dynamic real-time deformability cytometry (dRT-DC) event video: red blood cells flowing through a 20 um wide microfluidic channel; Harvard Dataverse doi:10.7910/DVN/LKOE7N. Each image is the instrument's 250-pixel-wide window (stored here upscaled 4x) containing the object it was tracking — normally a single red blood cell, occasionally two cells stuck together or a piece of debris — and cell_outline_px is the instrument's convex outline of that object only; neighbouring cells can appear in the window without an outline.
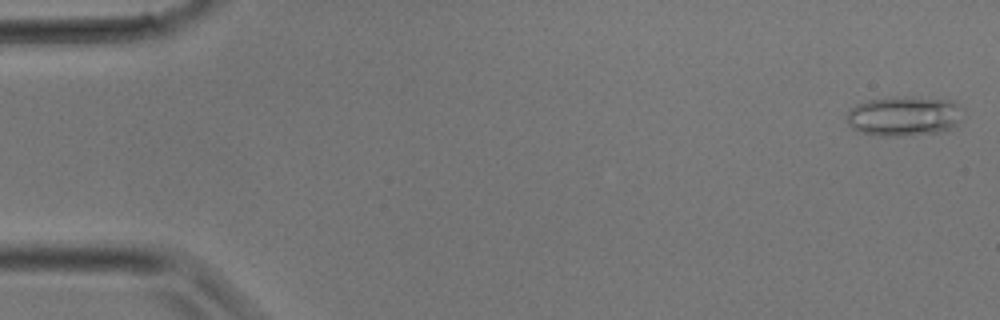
{"species": "common noctule bat (a hibernating species)", "species_latin": "Nyctalus noctula", "temperature_condition": "room temperature", "stored_images_in_passage": 17, "camera_frame_rate_fps": 3000, "um_per_image_px": 0.085, "animal": {"sex": "male", "body_mass_g": 17.9}, "frame": {"image": 1, "passage_image": 1, "time_ms": 0.0, "image_size_px": [1000, 320], "cell_outline_px": [[964, 108], [960, 124], [944, 132], [900, 136], [876, 136], [852, 128], [848, 124], [848, 112], [856, 104], [868, 100], [896, 96], [912, 96], [952, 100]], "centroid_in_image_um": [76.93, 9.86], "position_along_channel_um": 8.1, "area_um2": 27.51}}
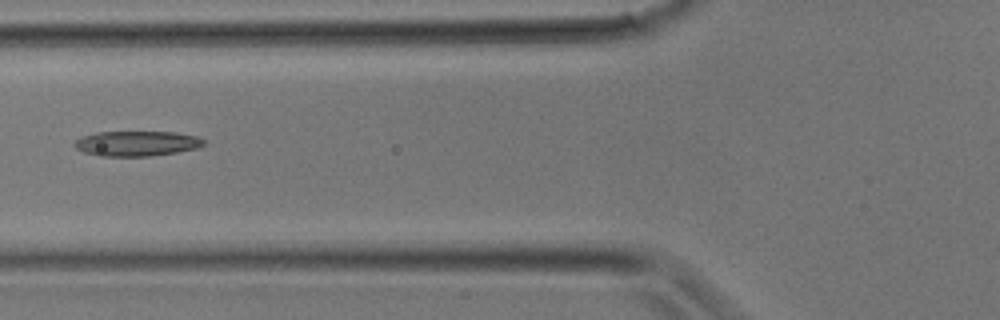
{"frame": {"image": 2, "passage_image": 12, "time_ms": 3.667, "image_size_px": [1000, 320], "cell_outline_px": [[204, 144], [196, 148], [176, 152], [148, 156], [100, 156], [84, 152], [76, 148], [72, 144], [80, 136], [96, 132], [172, 132], [200, 136], [204, 140]], "centroid_in_image_um": [11.59, 12.19], "position_along_channel_um": 114.2, "area_um2": 18.9}}
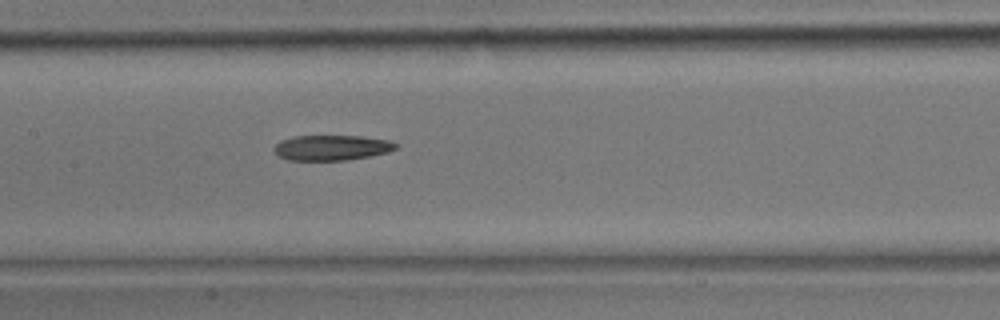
{"frame": {"image": 3, "passage_image": 15, "time_ms": 4.667, "image_size_px": [1000, 320], "cell_outline_px": [[396, 148], [388, 152], [368, 156], [344, 160], [288, 160], [280, 156], [272, 148], [280, 140], [292, 136], [360, 136], [388, 140], [396, 144]], "centroid_in_image_um": [28.14, 12.54], "position_along_channel_um": 179.3, "area_um2": 17.74}}